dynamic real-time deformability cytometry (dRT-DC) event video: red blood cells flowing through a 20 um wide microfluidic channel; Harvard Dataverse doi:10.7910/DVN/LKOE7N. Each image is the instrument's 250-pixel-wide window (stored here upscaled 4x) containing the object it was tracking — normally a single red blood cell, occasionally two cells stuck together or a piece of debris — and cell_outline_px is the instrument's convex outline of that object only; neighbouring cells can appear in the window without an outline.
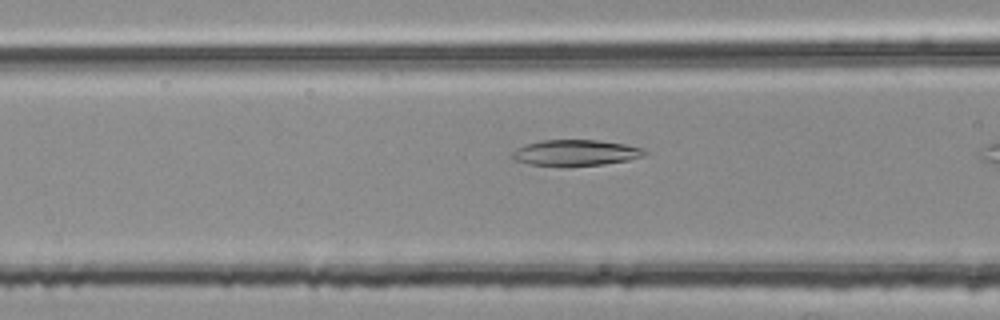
{"species": "common noctule bat (a hibernating species)", "species_latin": "Nyctalus noctula", "temperature_condition": "room temperature", "stored_images_in_passage": 7, "camera_frame_rate_fps": 3000, "um_per_image_px": 0.085, "animal": {"sex": "female", "body_mass_g": 25.1}, "frame": {"image": 1, "passage_image": 6, "time_ms": 1.667, "image_size_px": [1000, 320], "cell_outline_px": [[648, 152], [644, 156], [628, 160], [604, 164], [564, 168], [528, 164], [516, 160], [512, 156], [512, 152], [516, 148], [528, 144], [544, 140], [600, 140], [624, 144], [640, 148]], "centroid_in_image_um": [48.91, 13.01], "position_along_channel_um": 117.7, "area_um2": 20.35}}